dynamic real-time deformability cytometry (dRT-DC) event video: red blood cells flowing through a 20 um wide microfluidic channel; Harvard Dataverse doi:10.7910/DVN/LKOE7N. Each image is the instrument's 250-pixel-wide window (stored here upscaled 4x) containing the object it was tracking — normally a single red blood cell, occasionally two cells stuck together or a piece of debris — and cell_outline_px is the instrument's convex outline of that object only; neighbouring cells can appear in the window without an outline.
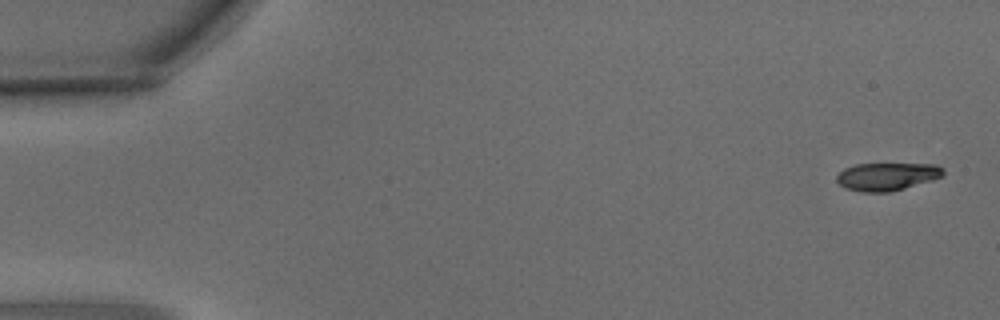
{"species": "common noctule bat (a hibernating species)", "species_latin": "Nyctalus noctula", "temperature_condition": "warm", "stored_images_in_passage": 4, "camera_frame_rate_fps": 3000, "um_per_image_px": 0.085, "animal": {"sex": "male", "body_mass_g": 15.6}, "frame": {"image": 1, "passage_image": 1, "time_ms": 0.0, "image_size_px": [1000, 320], "cell_outline_px": [[944, 176], [932, 180], [904, 188], [888, 192], [864, 192], [844, 188], [836, 180], [836, 176], [844, 168], [856, 164], [936, 164], [944, 168]], "centroid_in_image_um": [75.4, 15.0], "position_along_channel_um": 9.6, "area_um2": 17.28}}
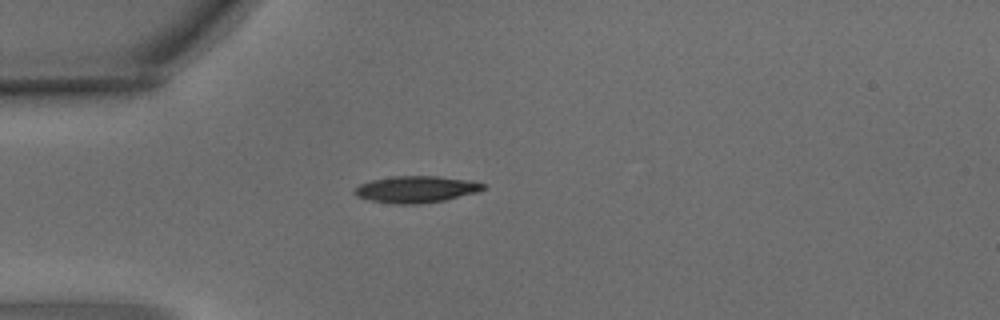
{"frame": {"image": 2, "passage_image": 4, "time_ms": 1.0, "image_size_px": [1000, 320], "cell_outline_px": [[484, 188], [476, 192], [444, 200], [420, 204], [392, 204], [372, 200], [356, 196], [352, 192], [352, 188], [360, 184], [372, 180], [396, 176], [436, 176], [468, 180], [484, 184]], "centroid_in_image_um": [35.3, 16.09], "position_along_channel_um": 49.7, "area_um2": 19.83}}